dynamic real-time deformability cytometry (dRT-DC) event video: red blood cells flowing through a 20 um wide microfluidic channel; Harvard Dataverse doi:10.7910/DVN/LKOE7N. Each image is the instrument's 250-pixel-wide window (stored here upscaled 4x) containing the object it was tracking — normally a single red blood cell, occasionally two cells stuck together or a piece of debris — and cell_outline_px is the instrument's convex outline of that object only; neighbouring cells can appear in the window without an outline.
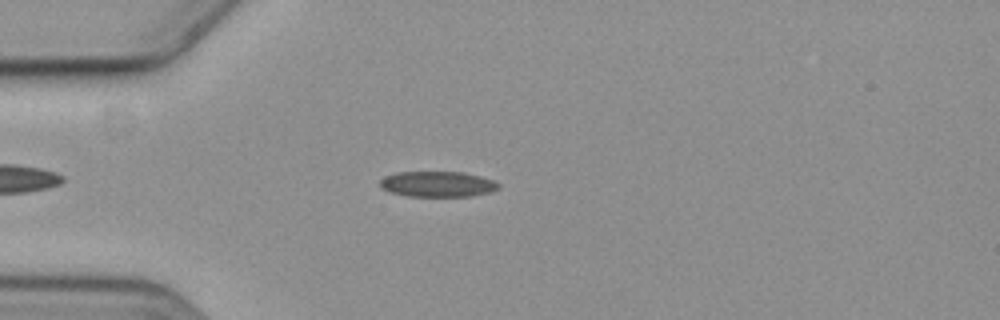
{"species": "common noctule bat (a hibernating species)", "species_latin": "Nyctalus noctula", "temperature_condition": "cold", "stored_images_in_passage": 2, "camera_frame_rate_fps": 3000, "um_per_image_px": 0.085, "animal": {"sex": "female", "body_mass_g": 19.3, "forearm_length_mm": 54.1}, "frame": {"image": 1, "passage_image": 1, "time_ms": 0.0, "image_size_px": [1000, 320], "cell_outline_px": [[500, 188], [488, 192], [468, 196], [408, 196], [388, 192], [380, 188], [380, 180], [384, 176], [396, 172], [464, 172], [480, 176], [492, 180], [500, 184]], "centroid_in_image_um": [37.14, 15.64], "position_along_channel_um": 47.9, "area_um2": 17.69}}
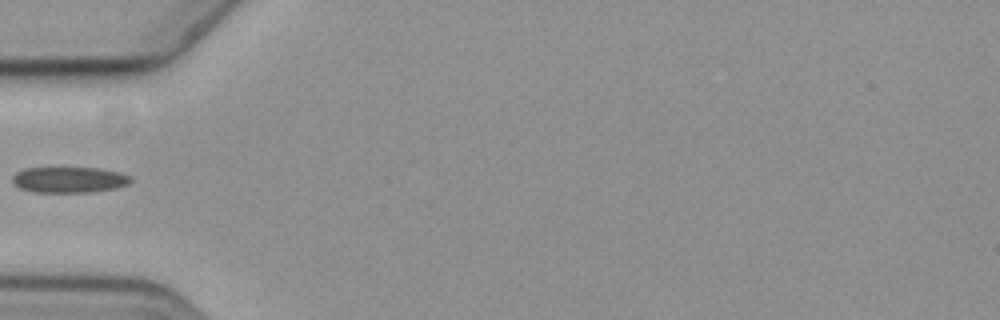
{"frame": {"image": 2, "passage_image": 2, "time_ms": 1.333, "image_size_px": [1000, 320], "cell_outline_px": [[132, 180], [128, 184], [116, 188], [88, 192], [32, 192], [20, 188], [12, 184], [12, 176], [16, 172], [24, 168], [100, 168], [120, 172], [128, 176]], "centroid_in_image_um": [5.83, 15.28], "position_along_channel_um": 79.2, "area_um2": 17.86}}